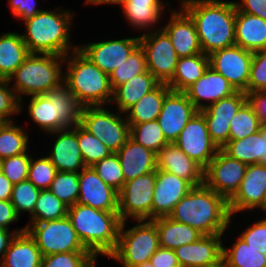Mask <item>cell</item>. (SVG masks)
Here are the masks:
<instances>
[{
    "label": "cell",
    "mask_w": 266,
    "mask_h": 267,
    "mask_svg": "<svg viewBox=\"0 0 266 267\" xmlns=\"http://www.w3.org/2000/svg\"><path fill=\"white\" fill-rule=\"evenodd\" d=\"M72 53V54H71ZM64 84L83 107L111 103L113 89L109 75L87 59L78 49L65 56Z\"/></svg>",
    "instance_id": "5"
},
{
    "label": "cell",
    "mask_w": 266,
    "mask_h": 267,
    "mask_svg": "<svg viewBox=\"0 0 266 267\" xmlns=\"http://www.w3.org/2000/svg\"><path fill=\"white\" fill-rule=\"evenodd\" d=\"M159 234V247L176 249L191 244L203 236L198 230L167 217L153 219Z\"/></svg>",
    "instance_id": "32"
},
{
    "label": "cell",
    "mask_w": 266,
    "mask_h": 267,
    "mask_svg": "<svg viewBox=\"0 0 266 267\" xmlns=\"http://www.w3.org/2000/svg\"><path fill=\"white\" fill-rule=\"evenodd\" d=\"M140 45L139 37L87 43L78 50L104 73L110 75Z\"/></svg>",
    "instance_id": "17"
},
{
    "label": "cell",
    "mask_w": 266,
    "mask_h": 267,
    "mask_svg": "<svg viewBox=\"0 0 266 267\" xmlns=\"http://www.w3.org/2000/svg\"><path fill=\"white\" fill-rule=\"evenodd\" d=\"M11 12L17 19L23 21L34 17L37 13L43 11L36 8V0H8Z\"/></svg>",
    "instance_id": "53"
},
{
    "label": "cell",
    "mask_w": 266,
    "mask_h": 267,
    "mask_svg": "<svg viewBox=\"0 0 266 267\" xmlns=\"http://www.w3.org/2000/svg\"><path fill=\"white\" fill-rule=\"evenodd\" d=\"M92 168L97 175L116 191H120L125 183L119 157L116 153L95 163Z\"/></svg>",
    "instance_id": "47"
},
{
    "label": "cell",
    "mask_w": 266,
    "mask_h": 267,
    "mask_svg": "<svg viewBox=\"0 0 266 267\" xmlns=\"http://www.w3.org/2000/svg\"><path fill=\"white\" fill-rule=\"evenodd\" d=\"M239 237L248 246L266 255V217L246 228Z\"/></svg>",
    "instance_id": "52"
},
{
    "label": "cell",
    "mask_w": 266,
    "mask_h": 267,
    "mask_svg": "<svg viewBox=\"0 0 266 267\" xmlns=\"http://www.w3.org/2000/svg\"><path fill=\"white\" fill-rule=\"evenodd\" d=\"M221 149L246 165L261 163V128L246 138L229 140Z\"/></svg>",
    "instance_id": "36"
},
{
    "label": "cell",
    "mask_w": 266,
    "mask_h": 267,
    "mask_svg": "<svg viewBox=\"0 0 266 267\" xmlns=\"http://www.w3.org/2000/svg\"><path fill=\"white\" fill-rule=\"evenodd\" d=\"M68 206L59 200L49 189L41 190L33 213L31 222H44L57 220L67 216Z\"/></svg>",
    "instance_id": "39"
},
{
    "label": "cell",
    "mask_w": 266,
    "mask_h": 267,
    "mask_svg": "<svg viewBox=\"0 0 266 267\" xmlns=\"http://www.w3.org/2000/svg\"><path fill=\"white\" fill-rule=\"evenodd\" d=\"M49 134L57 135V139H54L51 154L47 156L57 171L79 173L86 167L78 146L77 125L73 128H65Z\"/></svg>",
    "instance_id": "26"
},
{
    "label": "cell",
    "mask_w": 266,
    "mask_h": 267,
    "mask_svg": "<svg viewBox=\"0 0 266 267\" xmlns=\"http://www.w3.org/2000/svg\"><path fill=\"white\" fill-rule=\"evenodd\" d=\"M138 224L125 229L126 221L121 223L118 244L109 256L124 267H135L149 261L159 248V234L153 220H137Z\"/></svg>",
    "instance_id": "8"
},
{
    "label": "cell",
    "mask_w": 266,
    "mask_h": 267,
    "mask_svg": "<svg viewBox=\"0 0 266 267\" xmlns=\"http://www.w3.org/2000/svg\"><path fill=\"white\" fill-rule=\"evenodd\" d=\"M26 230V227H22L20 229H16L13 232H11L8 229H3L0 228V255H1V261L2 258L5 254V252L7 251V249L9 248V245L11 243V241L13 240V238L16 236V234L22 233Z\"/></svg>",
    "instance_id": "58"
},
{
    "label": "cell",
    "mask_w": 266,
    "mask_h": 267,
    "mask_svg": "<svg viewBox=\"0 0 266 267\" xmlns=\"http://www.w3.org/2000/svg\"><path fill=\"white\" fill-rule=\"evenodd\" d=\"M40 191L28 179L13 185L10 202L19 216L23 212L33 213Z\"/></svg>",
    "instance_id": "45"
},
{
    "label": "cell",
    "mask_w": 266,
    "mask_h": 267,
    "mask_svg": "<svg viewBox=\"0 0 266 267\" xmlns=\"http://www.w3.org/2000/svg\"><path fill=\"white\" fill-rule=\"evenodd\" d=\"M247 101L248 95L245 92L236 91L200 110L204 115L209 135L219 149L229 141L231 119Z\"/></svg>",
    "instance_id": "16"
},
{
    "label": "cell",
    "mask_w": 266,
    "mask_h": 267,
    "mask_svg": "<svg viewBox=\"0 0 266 267\" xmlns=\"http://www.w3.org/2000/svg\"><path fill=\"white\" fill-rule=\"evenodd\" d=\"M77 141L86 167L112 154V151L80 123L77 125Z\"/></svg>",
    "instance_id": "40"
},
{
    "label": "cell",
    "mask_w": 266,
    "mask_h": 267,
    "mask_svg": "<svg viewBox=\"0 0 266 267\" xmlns=\"http://www.w3.org/2000/svg\"><path fill=\"white\" fill-rule=\"evenodd\" d=\"M60 10H43L23 21L26 34L21 35L30 53L66 56L78 49L69 42L73 14Z\"/></svg>",
    "instance_id": "4"
},
{
    "label": "cell",
    "mask_w": 266,
    "mask_h": 267,
    "mask_svg": "<svg viewBox=\"0 0 266 267\" xmlns=\"http://www.w3.org/2000/svg\"><path fill=\"white\" fill-rule=\"evenodd\" d=\"M266 91V49L253 53L247 95L251 92Z\"/></svg>",
    "instance_id": "50"
},
{
    "label": "cell",
    "mask_w": 266,
    "mask_h": 267,
    "mask_svg": "<svg viewBox=\"0 0 266 267\" xmlns=\"http://www.w3.org/2000/svg\"><path fill=\"white\" fill-rule=\"evenodd\" d=\"M157 169L173 173L188 181L193 187L204 184V168L190 159L174 143L165 145L157 153Z\"/></svg>",
    "instance_id": "25"
},
{
    "label": "cell",
    "mask_w": 266,
    "mask_h": 267,
    "mask_svg": "<svg viewBox=\"0 0 266 267\" xmlns=\"http://www.w3.org/2000/svg\"><path fill=\"white\" fill-rule=\"evenodd\" d=\"M88 5L117 4L120 0H85Z\"/></svg>",
    "instance_id": "62"
},
{
    "label": "cell",
    "mask_w": 266,
    "mask_h": 267,
    "mask_svg": "<svg viewBox=\"0 0 266 267\" xmlns=\"http://www.w3.org/2000/svg\"><path fill=\"white\" fill-rule=\"evenodd\" d=\"M238 11L256 15L266 21V0H241L234 1Z\"/></svg>",
    "instance_id": "55"
},
{
    "label": "cell",
    "mask_w": 266,
    "mask_h": 267,
    "mask_svg": "<svg viewBox=\"0 0 266 267\" xmlns=\"http://www.w3.org/2000/svg\"><path fill=\"white\" fill-rule=\"evenodd\" d=\"M119 5H170V3H164L161 0H120Z\"/></svg>",
    "instance_id": "60"
},
{
    "label": "cell",
    "mask_w": 266,
    "mask_h": 267,
    "mask_svg": "<svg viewBox=\"0 0 266 267\" xmlns=\"http://www.w3.org/2000/svg\"><path fill=\"white\" fill-rule=\"evenodd\" d=\"M125 182L157 170V153L129 138L116 152Z\"/></svg>",
    "instance_id": "27"
},
{
    "label": "cell",
    "mask_w": 266,
    "mask_h": 267,
    "mask_svg": "<svg viewBox=\"0 0 266 267\" xmlns=\"http://www.w3.org/2000/svg\"><path fill=\"white\" fill-rule=\"evenodd\" d=\"M13 185L9 179L0 172V200L8 201L11 198Z\"/></svg>",
    "instance_id": "59"
},
{
    "label": "cell",
    "mask_w": 266,
    "mask_h": 267,
    "mask_svg": "<svg viewBox=\"0 0 266 267\" xmlns=\"http://www.w3.org/2000/svg\"><path fill=\"white\" fill-rule=\"evenodd\" d=\"M160 82L149 72L139 74L113 89L111 102H115L117 111L126 113L145 94L155 89Z\"/></svg>",
    "instance_id": "30"
},
{
    "label": "cell",
    "mask_w": 266,
    "mask_h": 267,
    "mask_svg": "<svg viewBox=\"0 0 266 267\" xmlns=\"http://www.w3.org/2000/svg\"><path fill=\"white\" fill-rule=\"evenodd\" d=\"M29 54L20 33L2 34L0 36V79L8 80Z\"/></svg>",
    "instance_id": "31"
},
{
    "label": "cell",
    "mask_w": 266,
    "mask_h": 267,
    "mask_svg": "<svg viewBox=\"0 0 266 267\" xmlns=\"http://www.w3.org/2000/svg\"><path fill=\"white\" fill-rule=\"evenodd\" d=\"M79 173L57 171L49 190L68 207L76 204L79 196Z\"/></svg>",
    "instance_id": "44"
},
{
    "label": "cell",
    "mask_w": 266,
    "mask_h": 267,
    "mask_svg": "<svg viewBox=\"0 0 266 267\" xmlns=\"http://www.w3.org/2000/svg\"><path fill=\"white\" fill-rule=\"evenodd\" d=\"M168 217L203 235L224 234L232 221L228 201L205 184L193 187Z\"/></svg>",
    "instance_id": "2"
},
{
    "label": "cell",
    "mask_w": 266,
    "mask_h": 267,
    "mask_svg": "<svg viewBox=\"0 0 266 267\" xmlns=\"http://www.w3.org/2000/svg\"><path fill=\"white\" fill-rule=\"evenodd\" d=\"M223 234L203 235L174 249L180 267H222Z\"/></svg>",
    "instance_id": "20"
},
{
    "label": "cell",
    "mask_w": 266,
    "mask_h": 267,
    "mask_svg": "<svg viewBox=\"0 0 266 267\" xmlns=\"http://www.w3.org/2000/svg\"><path fill=\"white\" fill-rule=\"evenodd\" d=\"M231 217L241 211L266 207V165H248L238 191L228 201Z\"/></svg>",
    "instance_id": "18"
},
{
    "label": "cell",
    "mask_w": 266,
    "mask_h": 267,
    "mask_svg": "<svg viewBox=\"0 0 266 267\" xmlns=\"http://www.w3.org/2000/svg\"><path fill=\"white\" fill-rule=\"evenodd\" d=\"M30 163L28 153L8 157L1 160V172L12 184H17L27 179Z\"/></svg>",
    "instance_id": "49"
},
{
    "label": "cell",
    "mask_w": 266,
    "mask_h": 267,
    "mask_svg": "<svg viewBox=\"0 0 266 267\" xmlns=\"http://www.w3.org/2000/svg\"><path fill=\"white\" fill-rule=\"evenodd\" d=\"M174 144L204 169L219 151L209 135L204 115L200 111L188 121Z\"/></svg>",
    "instance_id": "14"
},
{
    "label": "cell",
    "mask_w": 266,
    "mask_h": 267,
    "mask_svg": "<svg viewBox=\"0 0 266 267\" xmlns=\"http://www.w3.org/2000/svg\"><path fill=\"white\" fill-rule=\"evenodd\" d=\"M121 112L103 106L83 107L80 124L116 153L130 138V125Z\"/></svg>",
    "instance_id": "10"
},
{
    "label": "cell",
    "mask_w": 266,
    "mask_h": 267,
    "mask_svg": "<svg viewBox=\"0 0 266 267\" xmlns=\"http://www.w3.org/2000/svg\"><path fill=\"white\" fill-rule=\"evenodd\" d=\"M4 123H5V121H3L2 119H0V128L3 126Z\"/></svg>",
    "instance_id": "64"
},
{
    "label": "cell",
    "mask_w": 266,
    "mask_h": 267,
    "mask_svg": "<svg viewBox=\"0 0 266 267\" xmlns=\"http://www.w3.org/2000/svg\"><path fill=\"white\" fill-rule=\"evenodd\" d=\"M193 188L183 178L163 170H156V184L153 191L152 220L167 217L175 205Z\"/></svg>",
    "instance_id": "22"
},
{
    "label": "cell",
    "mask_w": 266,
    "mask_h": 267,
    "mask_svg": "<svg viewBox=\"0 0 266 267\" xmlns=\"http://www.w3.org/2000/svg\"><path fill=\"white\" fill-rule=\"evenodd\" d=\"M67 216L82 244L96 258L109 257L116 249L122 223L118 211L74 204L68 207Z\"/></svg>",
    "instance_id": "3"
},
{
    "label": "cell",
    "mask_w": 266,
    "mask_h": 267,
    "mask_svg": "<svg viewBox=\"0 0 266 267\" xmlns=\"http://www.w3.org/2000/svg\"><path fill=\"white\" fill-rule=\"evenodd\" d=\"M156 171L125 182L118 192V213L120 219L152 220L153 191Z\"/></svg>",
    "instance_id": "11"
},
{
    "label": "cell",
    "mask_w": 266,
    "mask_h": 267,
    "mask_svg": "<svg viewBox=\"0 0 266 267\" xmlns=\"http://www.w3.org/2000/svg\"><path fill=\"white\" fill-rule=\"evenodd\" d=\"M26 227L43 256L68 252H89L80 241L68 216L44 222H30Z\"/></svg>",
    "instance_id": "9"
},
{
    "label": "cell",
    "mask_w": 266,
    "mask_h": 267,
    "mask_svg": "<svg viewBox=\"0 0 266 267\" xmlns=\"http://www.w3.org/2000/svg\"><path fill=\"white\" fill-rule=\"evenodd\" d=\"M57 170L47 156L34 159L31 156L27 179L38 189H49Z\"/></svg>",
    "instance_id": "48"
},
{
    "label": "cell",
    "mask_w": 266,
    "mask_h": 267,
    "mask_svg": "<svg viewBox=\"0 0 266 267\" xmlns=\"http://www.w3.org/2000/svg\"><path fill=\"white\" fill-rule=\"evenodd\" d=\"M222 267H266V255L238 236L232 247L226 248L223 244Z\"/></svg>",
    "instance_id": "35"
},
{
    "label": "cell",
    "mask_w": 266,
    "mask_h": 267,
    "mask_svg": "<svg viewBox=\"0 0 266 267\" xmlns=\"http://www.w3.org/2000/svg\"><path fill=\"white\" fill-rule=\"evenodd\" d=\"M171 91L165 83H160L151 92L145 94L126 113L128 123H142L157 120L165 96ZM127 114V115H126Z\"/></svg>",
    "instance_id": "34"
},
{
    "label": "cell",
    "mask_w": 266,
    "mask_h": 267,
    "mask_svg": "<svg viewBox=\"0 0 266 267\" xmlns=\"http://www.w3.org/2000/svg\"><path fill=\"white\" fill-rule=\"evenodd\" d=\"M124 11L125 19L135 29H148L156 26L162 16L166 5H120ZM155 24V25H154Z\"/></svg>",
    "instance_id": "42"
},
{
    "label": "cell",
    "mask_w": 266,
    "mask_h": 267,
    "mask_svg": "<svg viewBox=\"0 0 266 267\" xmlns=\"http://www.w3.org/2000/svg\"><path fill=\"white\" fill-rule=\"evenodd\" d=\"M150 262L154 267H180L175 251L168 248L159 247Z\"/></svg>",
    "instance_id": "54"
},
{
    "label": "cell",
    "mask_w": 266,
    "mask_h": 267,
    "mask_svg": "<svg viewBox=\"0 0 266 267\" xmlns=\"http://www.w3.org/2000/svg\"><path fill=\"white\" fill-rule=\"evenodd\" d=\"M229 127V140H238L258 132L261 128V122L255 109L247 101L233 116Z\"/></svg>",
    "instance_id": "41"
},
{
    "label": "cell",
    "mask_w": 266,
    "mask_h": 267,
    "mask_svg": "<svg viewBox=\"0 0 266 267\" xmlns=\"http://www.w3.org/2000/svg\"><path fill=\"white\" fill-rule=\"evenodd\" d=\"M181 7L195 23L202 52L235 45L236 7L233 1L182 0Z\"/></svg>",
    "instance_id": "1"
},
{
    "label": "cell",
    "mask_w": 266,
    "mask_h": 267,
    "mask_svg": "<svg viewBox=\"0 0 266 267\" xmlns=\"http://www.w3.org/2000/svg\"><path fill=\"white\" fill-rule=\"evenodd\" d=\"M16 122H5L0 128V159L27 153L29 145L28 134Z\"/></svg>",
    "instance_id": "37"
},
{
    "label": "cell",
    "mask_w": 266,
    "mask_h": 267,
    "mask_svg": "<svg viewBox=\"0 0 266 267\" xmlns=\"http://www.w3.org/2000/svg\"><path fill=\"white\" fill-rule=\"evenodd\" d=\"M135 267H154V266L151 264V262L149 260V261L143 262L142 264H139Z\"/></svg>",
    "instance_id": "63"
},
{
    "label": "cell",
    "mask_w": 266,
    "mask_h": 267,
    "mask_svg": "<svg viewBox=\"0 0 266 267\" xmlns=\"http://www.w3.org/2000/svg\"><path fill=\"white\" fill-rule=\"evenodd\" d=\"M130 138L136 143L158 153L169 142L157 120L142 123H129Z\"/></svg>",
    "instance_id": "38"
},
{
    "label": "cell",
    "mask_w": 266,
    "mask_h": 267,
    "mask_svg": "<svg viewBox=\"0 0 266 267\" xmlns=\"http://www.w3.org/2000/svg\"><path fill=\"white\" fill-rule=\"evenodd\" d=\"M169 22L161 28L170 37L172 45L179 58L203 53L194 21L189 14L180 7V11L170 10Z\"/></svg>",
    "instance_id": "23"
},
{
    "label": "cell",
    "mask_w": 266,
    "mask_h": 267,
    "mask_svg": "<svg viewBox=\"0 0 266 267\" xmlns=\"http://www.w3.org/2000/svg\"><path fill=\"white\" fill-rule=\"evenodd\" d=\"M10 83L6 79H0V119L5 122L14 121L10 116L20 113V100Z\"/></svg>",
    "instance_id": "51"
},
{
    "label": "cell",
    "mask_w": 266,
    "mask_h": 267,
    "mask_svg": "<svg viewBox=\"0 0 266 267\" xmlns=\"http://www.w3.org/2000/svg\"><path fill=\"white\" fill-rule=\"evenodd\" d=\"M235 92V88L229 81L210 66L194 84L184 91L199 111L209 106V103H215ZM203 101H207L208 104L202 103Z\"/></svg>",
    "instance_id": "24"
},
{
    "label": "cell",
    "mask_w": 266,
    "mask_h": 267,
    "mask_svg": "<svg viewBox=\"0 0 266 267\" xmlns=\"http://www.w3.org/2000/svg\"><path fill=\"white\" fill-rule=\"evenodd\" d=\"M19 219L20 217L10 200H0V228L9 230V225L19 221Z\"/></svg>",
    "instance_id": "57"
},
{
    "label": "cell",
    "mask_w": 266,
    "mask_h": 267,
    "mask_svg": "<svg viewBox=\"0 0 266 267\" xmlns=\"http://www.w3.org/2000/svg\"><path fill=\"white\" fill-rule=\"evenodd\" d=\"M97 258L91 252H68L46 255L41 267H95Z\"/></svg>",
    "instance_id": "46"
},
{
    "label": "cell",
    "mask_w": 266,
    "mask_h": 267,
    "mask_svg": "<svg viewBox=\"0 0 266 267\" xmlns=\"http://www.w3.org/2000/svg\"><path fill=\"white\" fill-rule=\"evenodd\" d=\"M42 258L35 239L25 230L13 238L0 267H41Z\"/></svg>",
    "instance_id": "28"
},
{
    "label": "cell",
    "mask_w": 266,
    "mask_h": 267,
    "mask_svg": "<svg viewBox=\"0 0 266 267\" xmlns=\"http://www.w3.org/2000/svg\"><path fill=\"white\" fill-rule=\"evenodd\" d=\"M154 30L139 36L140 46L145 51L147 70L160 83L167 84L173 78L179 57L167 33L162 28Z\"/></svg>",
    "instance_id": "12"
},
{
    "label": "cell",
    "mask_w": 266,
    "mask_h": 267,
    "mask_svg": "<svg viewBox=\"0 0 266 267\" xmlns=\"http://www.w3.org/2000/svg\"><path fill=\"white\" fill-rule=\"evenodd\" d=\"M147 71L145 51L139 45L128 57L125 63H122L109 75L111 87L114 89L129 81L131 78Z\"/></svg>",
    "instance_id": "43"
},
{
    "label": "cell",
    "mask_w": 266,
    "mask_h": 267,
    "mask_svg": "<svg viewBox=\"0 0 266 267\" xmlns=\"http://www.w3.org/2000/svg\"><path fill=\"white\" fill-rule=\"evenodd\" d=\"M65 56L54 54L30 53L22 65L8 79L9 83L20 100L24 96L45 95L47 92L60 87L64 83ZM62 63V64H61Z\"/></svg>",
    "instance_id": "6"
},
{
    "label": "cell",
    "mask_w": 266,
    "mask_h": 267,
    "mask_svg": "<svg viewBox=\"0 0 266 267\" xmlns=\"http://www.w3.org/2000/svg\"><path fill=\"white\" fill-rule=\"evenodd\" d=\"M253 53L237 45L220 49L209 55V66L224 76L236 91L247 94Z\"/></svg>",
    "instance_id": "15"
},
{
    "label": "cell",
    "mask_w": 266,
    "mask_h": 267,
    "mask_svg": "<svg viewBox=\"0 0 266 267\" xmlns=\"http://www.w3.org/2000/svg\"><path fill=\"white\" fill-rule=\"evenodd\" d=\"M235 45L255 52L266 49V21L236 9Z\"/></svg>",
    "instance_id": "29"
},
{
    "label": "cell",
    "mask_w": 266,
    "mask_h": 267,
    "mask_svg": "<svg viewBox=\"0 0 266 267\" xmlns=\"http://www.w3.org/2000/svg\"><path fill=\"white\" fill-rule=\"evenodd\" d=\"M199 110L184 92L170 91L164 98L157 121L165 139L174 143L188 121Z\"/></svg>",
    "instance_id": "19"
},
{
    "label": "cell",
    "mask_w": 266,
    "mask_h": 267,
    "mask_svg": "<svg viewBox=\"0 0 266 267\" xmlns=\"http://www.w3.org/2000/svg\"><path fill=\"white\" fill-rule=\"evenodd\" d=\"M261 164L266 165V126L261 125Z\"/></svg>",
    "instance_id": "61"
},
{
    "label": "cell",
    "mask_w": 266,
    "mask_h": 267,
    "mask_svg": "<svg viewBox=\"0 0 266 267\" xmlns=\"http://www.w3.org/2000/svg\"><path fill=\"white\" fill-rule=\"evenodd\" d=\"M247 167L219 149L204 170V184L229 201L238 191Z\"/></svg>",
    "instance_id": "13"
},
{
    "label": "cell",
    "mask_w": 266,
    "mask_h": 267,
    "mask_svg": "<svg viewBox=\"0 0 266 267\" xmlns=\"http://www.w3.org/2000/svg\"><path fill=\"white\" fill-rule=\"evenodd\" d=\"M248 102L255 109L261 125L266 126V91L249 93Z\"/></svg>",
    "instance_id": "56"
},
{
    "label": "cell",
    "mask_w": 266,
    "mask_h": 267,
    "mask_svg": "<svg viewBox=\"0 0 266 267\" xmlns=\"http://www.w3.org/2000/svg\"><path fill=\"white\" fill-rule=\"evenodd\" d=\"M79 196L76 204L103 211H118V191L107 185L92 167L79 172Z\"/></svg>",
    "instance_id": "21"
},
{
    "label": "cell",
    "mask_w": 266,
    "mask_h": 267,
    "mask_svg": "<svg viewBox=\"0 0 266 267\" xmlns=\"http://www.w3.org/2000/svg\"><path fill=\"white\" fill-rule=\"evenodd\" d=\"M83 106L63 83L45 95L30 97L28 115L41 131L50 133L80 123Z\"/></svg>",
    "instance_id": "7"
},
{
    "label": "cell",
    "mask_w": 266,
    "mask_h": 267,
    "mask_svg": "<svg viewBox=\"0 0 266 267\" xmlns=\"http://www.w3.org/2000/svg\"><path fill=\"white\" fill-rule=\"evenodd\" d=\"M209 67V55L204 53L181 57L176 64L173 78L167 83L172 91L184 92L194 84Z\"/></svg>",
    "instance_id": "33"
}]
</instances>
